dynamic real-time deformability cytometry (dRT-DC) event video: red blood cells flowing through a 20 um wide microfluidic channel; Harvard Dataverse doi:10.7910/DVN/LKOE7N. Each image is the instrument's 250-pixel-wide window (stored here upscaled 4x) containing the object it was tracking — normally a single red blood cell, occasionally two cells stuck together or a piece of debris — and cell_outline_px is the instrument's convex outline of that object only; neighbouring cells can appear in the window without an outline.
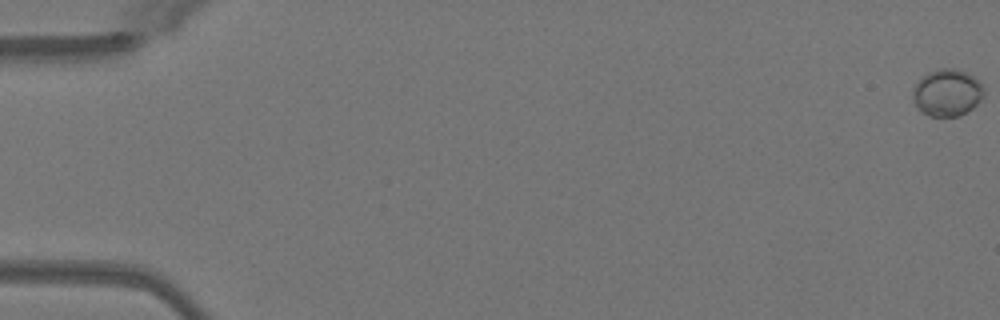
{"species": "Egyptian fruit bat (a non-hibernating species)", "species_latin": "Rousettus aegyptiacus", "temperature_condition": "warm", "stored_images_in_passage": 46, "camera_frame_rate_fps": 3000, "um_per_image_px": 0.085, "animal": {"sex": "female"}, "frame": {"image": 1, "passage_image": 1, "time_ms": 0.0, "image_size_px": [1000, 320], "cell_outline_px": [[984, 96], [972, 108], [960, 116], [928, 116], [916, 108], [912, 100], [912, 92], [916, 84], [928, 72], [940, 68], [956, 68], [972, 76], [984, 88]], "centroid_in_image_um": [80.48, 7.89], "position_along_channel_um": 4.5, "area_um2": 19.42}}
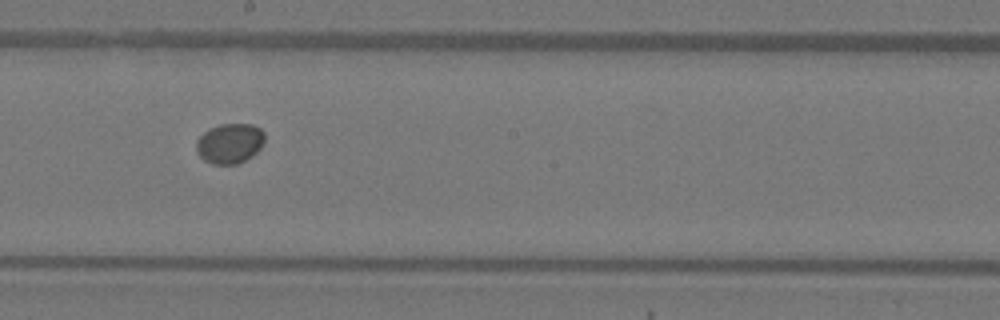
{"frame": {"image": 2, "passage_image": 30, "time_ms": 9.667, "image_size_px": [1000, 320], "cell_outline_px": [[264, 140], [260, 148], [252, 156], [236, 164], [212, 164], [204, 160], [196, 152], [196, 140], [208, 128], [220, 124], [252, 124], [260, 128], [264, 132]], "centroid_in_image_um": [19.51, 12.18], "position_along_channel_um": 228.7, "area_um2": 16.01}}
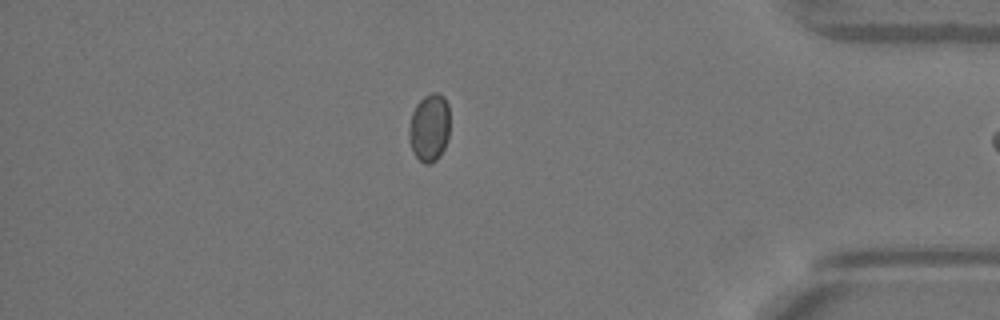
{"frame": {"image": 3, "passage_image": 45, "time_ms": 14.667, "image_size_px": [1000, 320], "cell_outline_px": [[448, 136], [444, 148], [440, 156], [436, 160], [428, 164], [424, 164], [412, 152], [408, 140], [408, 128], [412, 112], [416, 104], [424, 96], [432, 92], [440, 92], [444, 96], [448, 104]], "centroid_in_image_um": [36.47, 10.84], "position_along_channel_um": 398.7, "area_um2": 16.36}}